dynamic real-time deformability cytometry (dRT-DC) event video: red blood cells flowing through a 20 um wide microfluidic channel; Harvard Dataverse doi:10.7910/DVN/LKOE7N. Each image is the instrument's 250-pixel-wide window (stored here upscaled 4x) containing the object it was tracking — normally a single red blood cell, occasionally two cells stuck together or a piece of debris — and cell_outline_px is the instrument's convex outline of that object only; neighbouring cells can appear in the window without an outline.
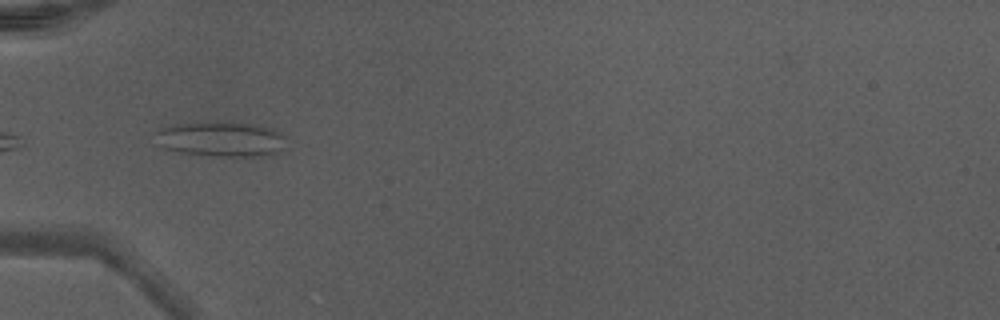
{"species": "Egyptian fruit bat (a non-hibernating species)", "species_latin": "Rousettus aegyptiacus", "temperature_condition": "warm", "stored_images_in_passage": 5, "camera_frame_rate_fps": 3000, "um_per_image_px": 0.085, "animal": {"sex": "male"}, "frame": {"image": 1, "passage_image": 2, "time_ms": 0.333, "image_size_px": [1000, 320], "cell_outline_px": [[288, 148], [268, 156], [212, 156], [180, 152], [164, 148], [152, 132], [176, 124], [212, 120], [256, 124], [272, 128], [288, 136]], "centroid_in_image_um": [18.91, 11.81], "position_along_channel_um": 66.1, "area_um2": 27.63}}